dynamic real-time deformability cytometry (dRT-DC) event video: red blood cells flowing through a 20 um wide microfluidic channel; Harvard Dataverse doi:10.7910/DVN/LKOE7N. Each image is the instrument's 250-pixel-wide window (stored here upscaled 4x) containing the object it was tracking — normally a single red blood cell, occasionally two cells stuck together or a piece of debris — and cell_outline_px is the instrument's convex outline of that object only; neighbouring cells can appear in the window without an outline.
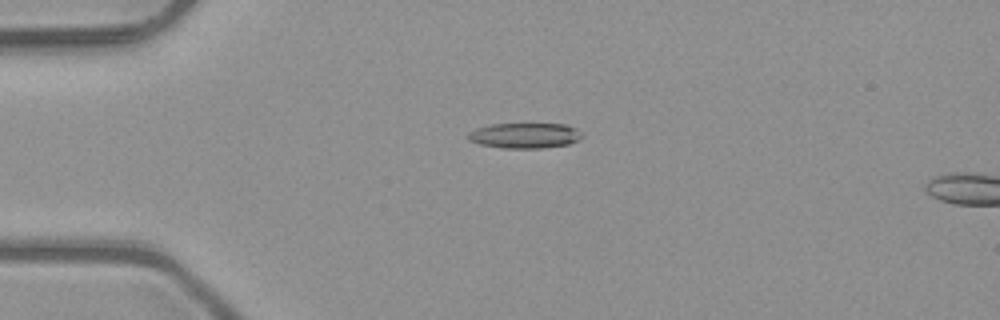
{"species": "common noctule bat (a hibernating species)", "species_latin": "Nyctalus noctula", "temperature_condition": "room temperature", "stored_images_in_passage": 4, "camera_frame_rate_fps": 3000, "um_per_image_px": 0.085, "animal": {"sex": "male", "body_mass_g": 23.1, "forearm_length_mm": 52.7}, "frame": {"image": 1, "passage_image": 4, "time_ms": 1.0, "image_size_px": [1000, 320], "cell_outline_px": [[584, 136], [580, 140], [568, 144], [544, 148], [504, 148], [480, 144], [468, 140], [468, 132], [476, 128], [492, 124], [564, 124], [576, 128]], "centroid_in_image_um": [44.63, 11.52], "position_along_channel_um": 40.4, "area_um2": 16.88}}